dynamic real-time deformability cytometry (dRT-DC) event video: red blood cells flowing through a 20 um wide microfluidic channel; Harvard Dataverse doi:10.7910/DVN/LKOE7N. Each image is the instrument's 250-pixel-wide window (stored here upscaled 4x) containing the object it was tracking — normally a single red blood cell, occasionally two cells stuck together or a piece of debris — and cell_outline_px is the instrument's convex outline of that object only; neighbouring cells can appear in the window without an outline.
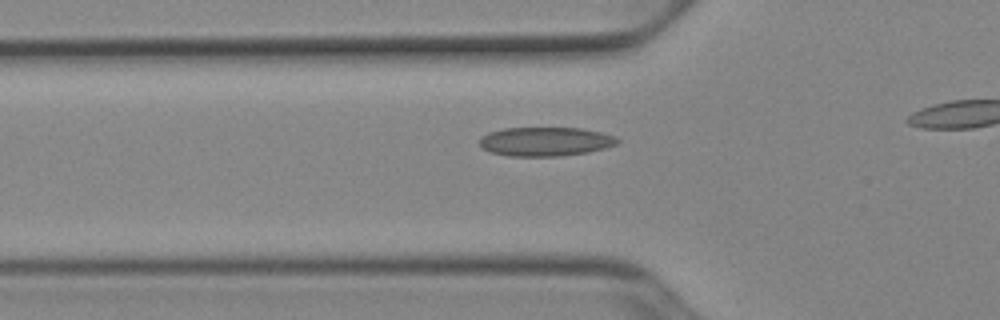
{"species": "Egyptian fruit bat (a non-hibernating species)", "species_latin": "Rousettus aegyptiacus", "temperature_condition": "cold", "stored_images_in_passage": 29, "camera_frame_rate_fps": 3000, "um_per_image_px": 0.085, "animal": {"sex": "female"}, "frame": {"image": 1, "passage_image": 14, "time_ms": 4.333, "image_size_px": [1000, 320], "cell_outline_px": [[620, 140], [616, 144], [604, 148], [588, 152], [560, 156], [508, 156], [488, 152], [480, 144], [480, 136], [488, 132], [504, 128], [580, 128], [600, 132], [616, 136]], "centroid_in_image_um": [46.33, 12.03], "position_along_channel_um": 79.5, "area_um2": 23.35}}
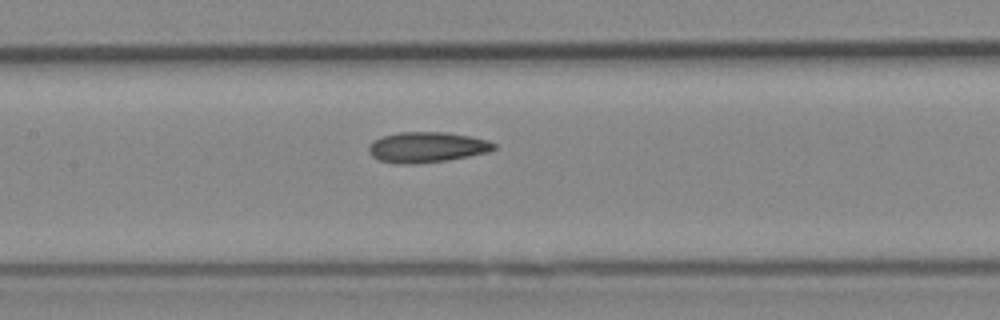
{"frame": {"image": 2, "passage_image": 21, "time_ms": 6.667, "image_size_px": [1000, 320], "cell_outline_px": [[496, 148], [488, 152], [448, 160], [416, 164], [396, 164], [380, 160], [372, 156], [368, 152], [368, 144], [372, 140], [380, 136], [400, 132], [444, 132], [468, 136], [488, 140], [496, 144]], "centroid_in_image_um": [36.23, 12.51], "position_along_channel_um": 171.2, "area_um2": 22.43}}
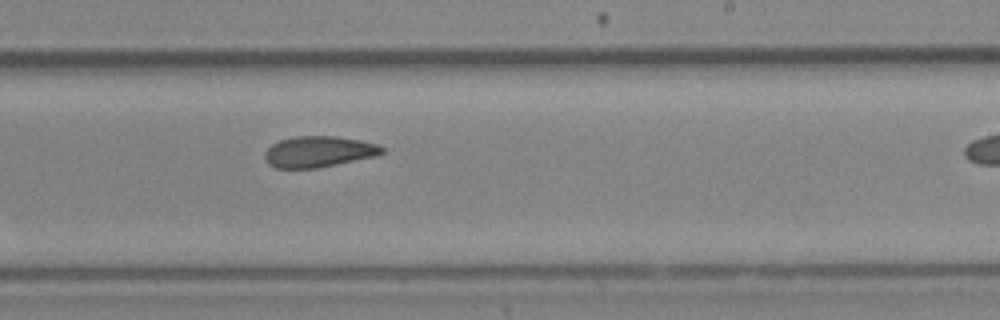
{"frame": {"image": 3, "passage_image": 28, "time_ms": 9.0, "image_size_px": [1000, 320], "cell_outline_px": [[384, 152], [380, 156], [316, 168], [276, 168], [268, 164], [264, 156], [264, 152], [272, 144], [280, 140], [292, 136], [336, 136], [360, 140], [376, 144], [384, 148]], "centroid_in_image_um": [27.1, 12.89], "position_along_channel_um": 261.9, "area_um2": 21.39}}